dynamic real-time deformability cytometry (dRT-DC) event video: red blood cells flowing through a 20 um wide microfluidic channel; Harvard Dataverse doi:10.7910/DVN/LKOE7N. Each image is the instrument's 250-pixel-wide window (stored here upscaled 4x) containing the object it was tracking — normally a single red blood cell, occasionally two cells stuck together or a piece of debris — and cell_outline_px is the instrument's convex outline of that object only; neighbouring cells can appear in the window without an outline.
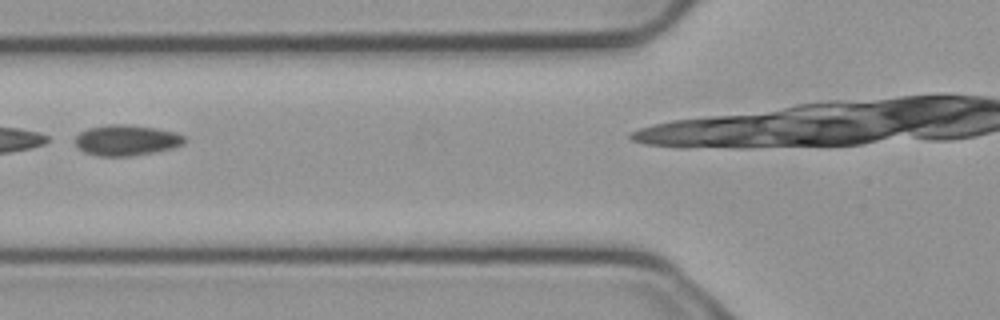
{"species": "common noctule bat (a hibernating species)", "species_latin": "Nyctalus noctula", "temperature_condition": "cold", "stored_images_in_passage": 2, "camera_frame_rate_fps": 3000, "um_per_image_px": 0.085, "animal": {"sex": "male", "body_mass_g": 23.1, "forearm_length_mm": 52.7}, "frame": {"image": 1, "passage_image": 2, "time_ms": 0.333, "image_size_px": [1000, 320], "cell_outline_px": [[184, 144], [172, 148], [152, 152], [128, 156], [100, 156], [84, 152], [76, 144], [76, 136], [80, 132], [88, 128], [108, 124], [124, 124], [156, 128], [176, 132], [184, 136]], "centroid_in_image_um": [10.74, 11.91], "position_along_channel_um": 115.1, "area_um2": 19.36}}